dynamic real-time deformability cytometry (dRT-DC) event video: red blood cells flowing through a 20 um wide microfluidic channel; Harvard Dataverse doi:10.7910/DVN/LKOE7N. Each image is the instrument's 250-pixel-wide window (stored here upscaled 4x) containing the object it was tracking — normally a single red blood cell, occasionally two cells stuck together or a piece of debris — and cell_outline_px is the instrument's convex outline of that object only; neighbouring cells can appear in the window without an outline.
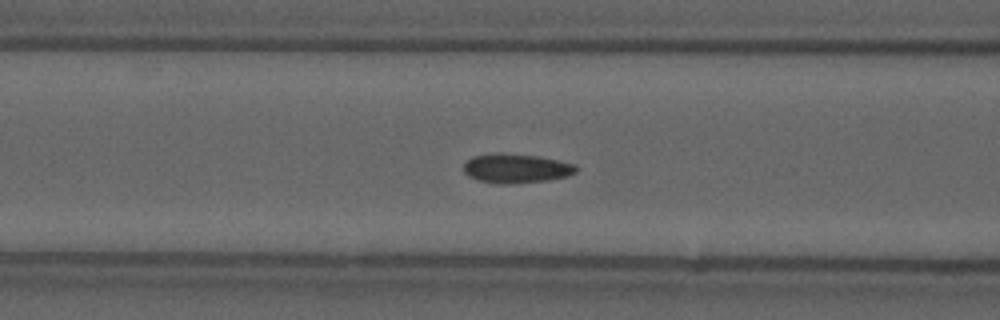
{"species": "common noctule bat (a hibernating species)", "species_latin": "Nyctalus noctula", "temperature_condition": "cold", "stored_images_in_passage": 28, "camera_frame_rate_fps": 3000, "um_per_image_px": 0.085, "animal": {"sex": "male", "forearm_length_mm": 52.5}, "frame": {"image": 1, "passage_image": 5, "time_ms": 1.333, "image_size_px": [1000, 320], "cell_outline_px": [[580, 168], [576, 172], [568, 176], [548, 180], [508, 184], [500, 184], [476, 180], [468, 176], [464, 172], [464, 164], [472, 156], [496, 152], [500, 152], [536, 156], [576, 164]], "centroid_in_image_um": [43.87, 14.31], "position_along_channel_um": 122.7, "area_um2": 19.36}}